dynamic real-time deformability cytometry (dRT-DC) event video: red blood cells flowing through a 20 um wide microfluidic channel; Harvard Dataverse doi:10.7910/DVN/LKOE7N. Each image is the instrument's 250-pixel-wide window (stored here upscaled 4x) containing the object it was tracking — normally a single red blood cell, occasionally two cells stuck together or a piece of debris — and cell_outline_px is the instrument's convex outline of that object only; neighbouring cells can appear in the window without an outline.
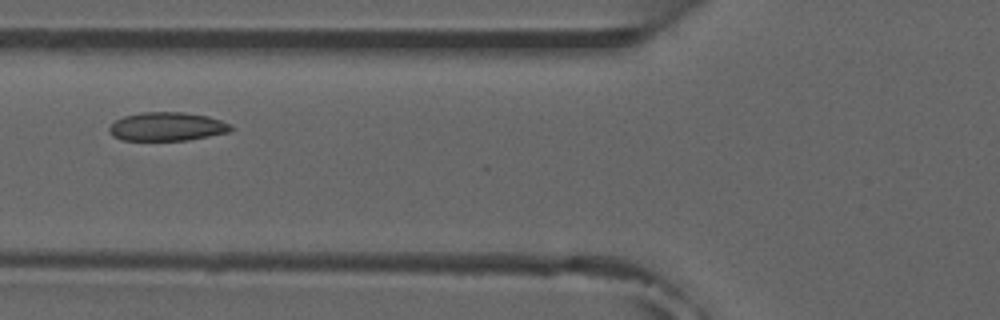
{"species": "common noctule bat (a hibernating species)", "species_latin": "Nyctalus noctula", "temperature_condition": "room temperature", "stored_images_in_passage": 8, "camera_frame_rate_fps": 3000, "um_per_image_px": 0.085, "animal": {"sex": "male", "forearm_length_mm": 52.5}, "frame": {"image": 1, "passage_image": 5, "time_ms": 4.667, "image_size_px": [1000, 320], "cell_outline_px": [[232, 128], [228, 132], [188, 140], [120, 140], [112, 136], [108, 128], [116, 120], [124, 116], [144, 112], [184, 112], [208, 116], [232, 124]], "centroid_in_image_um": [14.19, 10.76], "position_along_channel_um": 111.6, "area_um2": 20.23}}
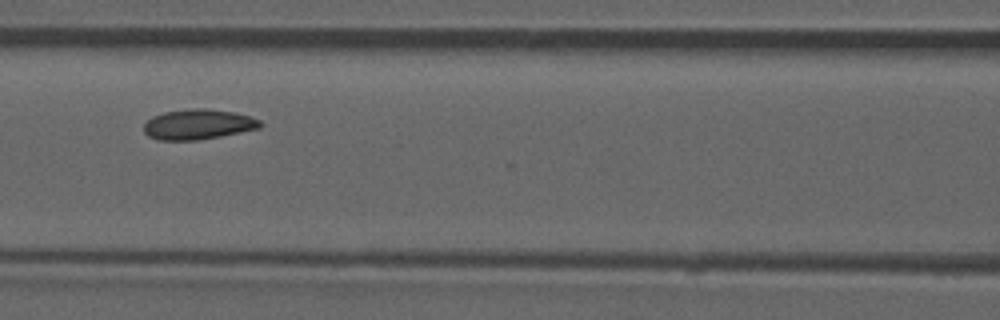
{"frame": {"image": 2, "passage_image": 6, "time_ms": 5.667, "image_size_px": [1000, 320], "cell_outline_px": [[264, 124], [260, 128], [220, 136], [196, 140], [160, 140], [148, 136], [144, 132], [144, 124], [152, 116], [164, 112], [192, 108], [204, 108], [232, 112], [248, 116], [260, 120]], "centroid_in_image_um": [16.83, 10.57], "position_along_channel_um": 149.8, "area_um2": 20.35}}